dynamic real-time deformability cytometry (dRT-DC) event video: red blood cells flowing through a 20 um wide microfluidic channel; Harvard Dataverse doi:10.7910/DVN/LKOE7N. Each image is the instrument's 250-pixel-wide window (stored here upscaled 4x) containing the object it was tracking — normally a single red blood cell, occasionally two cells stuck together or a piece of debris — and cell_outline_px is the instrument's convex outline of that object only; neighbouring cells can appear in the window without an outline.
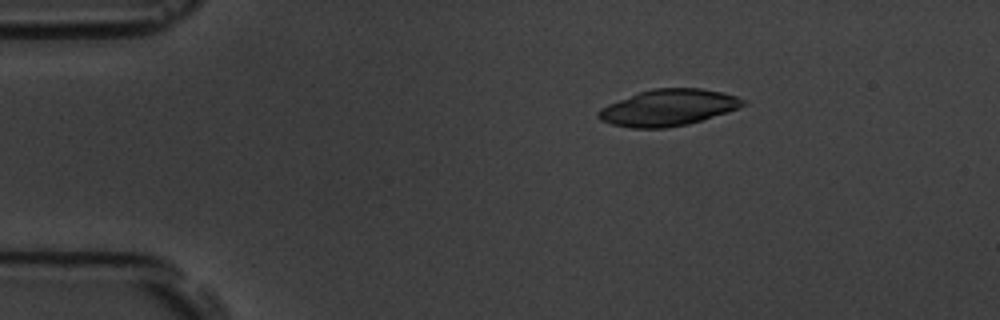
{"species": "common noctule bat (a hibernating species)", "species_latin": "Nyctalus noctula", "temperature_condition": "room temperature", "stored_images_in_passage": 56, "camera_frame_rate_fps": 3000, "um_per_image_px": 0.085, "animal": {"sex": "male", "body_mass_g": 19.5, "forearm_length_mm": 54.6}, "frame": {"image": 1, "passage_image": 10, "time_ms": 3.0, "image_size_px": [1000, 320], "cell_outline_px": [[748, 104], [740, 108], [728, 112], [688, 124], [664, 128], [632, 128], [612, 124], [600, 120], [596, 116], [596, 112], [600, 108], [608, 104], [640, 92], [652, 88], [700, 88], [724, 92], [748, 100]], "centroid_in_image_um": [56.84, 9.14], "position_along_channel_um": 28.2, "area_um2": 30.87}}